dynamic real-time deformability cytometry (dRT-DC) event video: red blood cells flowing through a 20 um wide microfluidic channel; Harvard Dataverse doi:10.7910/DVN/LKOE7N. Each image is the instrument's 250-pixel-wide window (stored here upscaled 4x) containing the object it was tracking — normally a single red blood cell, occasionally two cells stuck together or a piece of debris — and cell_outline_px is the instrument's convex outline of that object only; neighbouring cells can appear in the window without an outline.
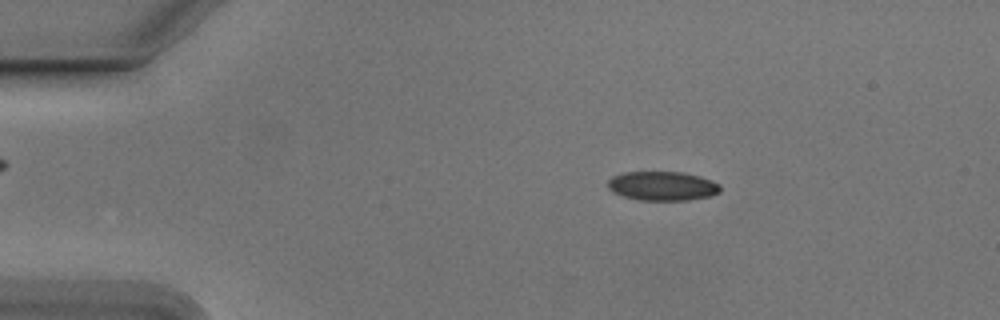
{"species": "Egyptian fruit bat (a non-hibernating species)", "species_latin": "Rousettus aegyptiacus", "temperature_condition": "cold", "stored_images_in_passage": 48, "camera_frame_rate_fps": 3000, "um_per_image_px": 0.085, "animal": {"sex": "male"}, "frame": {"image": 1, "passage_image": 4, "time_ms": 1.0, "image_size_px": [1000, 320], "cell_outline_px": [[720, 192], [708, 196], [688, 200], [640, 200], [624, 196], [612, 192], [608, 188], [608, 180], [612, 176], [624, 172], [680, 172], [700, 176], [712, 180], [720, 184]], "centroid_in_image_um": [56.3, 15.8], "position_along_channel_um": 28.7, "area_um2": 19.07}}
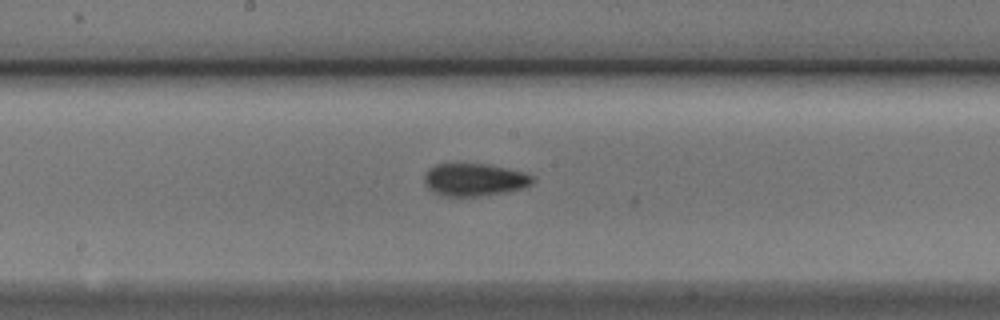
{"frame": {"image": 2, "passage_image": 23, "time_ms": 7.333, "image_size_px": [1000, 320], "cell_outline_px": [[536, 176], [532, 184], [524, 188], [504, 192], [480, 196], [440, 196], [432, 192], [428, 188], [424, 180], [424, 176], [428, 168], [436, 164], [488, 164], [508, 168], [524, 172]], "centroid_in_image_um": [40.34, 15.27], "position_along_channel_um": 207.9, "area_um2": 20.81}}
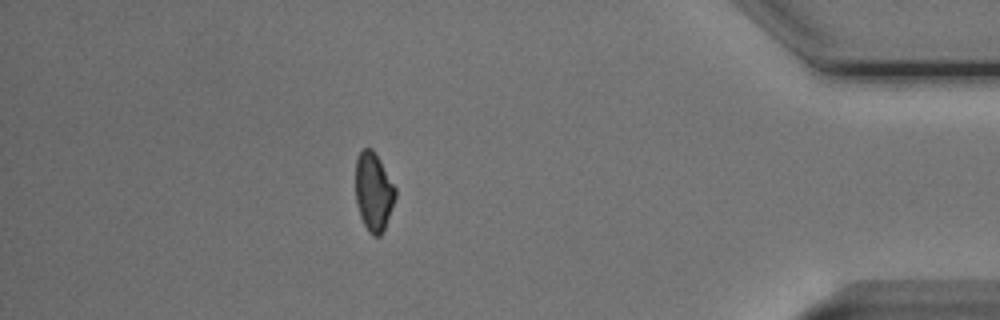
{"frame": {"image": 3, "passage_image": 42, "time_ms": 13.667, "image_size_px": [1000, 320], "cell_outline_px": [[396, 196], [384, 228], [380, 236], [372, 236], [368, 232], [360, 216], [356, 204], [356, 160], [360, 152], [364, 148], [372, 148], [380, 160], [396, 188]], "centroid_in_image_um": [31.75, 16.3], "position_along_channel_um": 403.5, "area_um2": 18.09}, "authors_computed_cell_mechanics": {"area_um2": 19.3919, "velocity_mm_per_s": 3.7809, "shape_relaxation_time_tau1_ms": 3.1515, "shape_relaxation_time_tau2_ms": 3.1679, "deformation_change_tau1": 0.0834, "deformation_change_tau2": 0.0744}}